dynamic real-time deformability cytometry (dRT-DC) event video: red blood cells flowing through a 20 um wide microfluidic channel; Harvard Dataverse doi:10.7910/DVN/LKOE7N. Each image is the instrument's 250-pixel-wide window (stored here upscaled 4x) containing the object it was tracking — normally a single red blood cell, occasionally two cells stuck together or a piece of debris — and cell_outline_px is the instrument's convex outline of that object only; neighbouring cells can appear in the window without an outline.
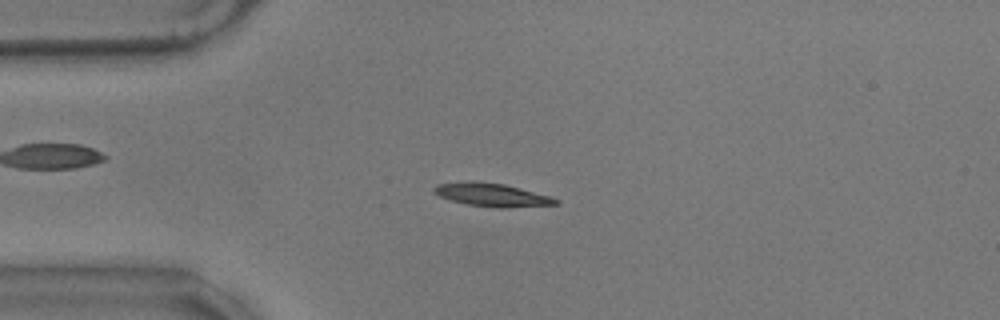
{"species": "common noctule bat (a hibernating species)", "species_latin": "Nyctalus noctula", "temperature_condition": "warm", "stored_images_in_passage": 56, "camera_frame_rate_fps": 3000, "um_per_image_px": 0.085, "animal": {"sex": "male", "body_mass_g": 17.9}, "frame": {"image": 1, "passage_image": 13, "time_ms": 4.0, "image_size_px": [1000, 320], "cell_outline_px": [[560, 204], [504, 208], [496, 208], [468, 204], [452, 200], [440, 196], [432, 192], [432, 188], [436, 184], [468, 180], [472, 180], [504, 184], [552, 196], [560, 200]], "centroid_in_image_um": [41.82, 16.55], "position_along_channel_um": 43.2, "area_um2": 16.7}}
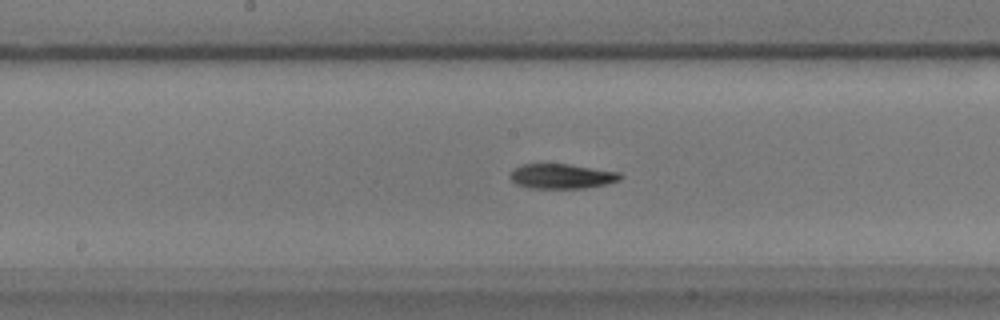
{"frame": {"image": 2, "passage_image": 28, "time_ms": 9.0, "image_size_px": [1000, 320], "cell_outline_px": [[624, 176], [620, 180], [604, 184], [584, 188], [528, 188], [516, 184], [508, 176], [508, 172], [512, 168], [520, 164], [568, 164], [620, 172]], "centroid_in_image_um": [47.69, 14.97], "position_along_channel_um": 200.5, "area_um2": 16.13}}
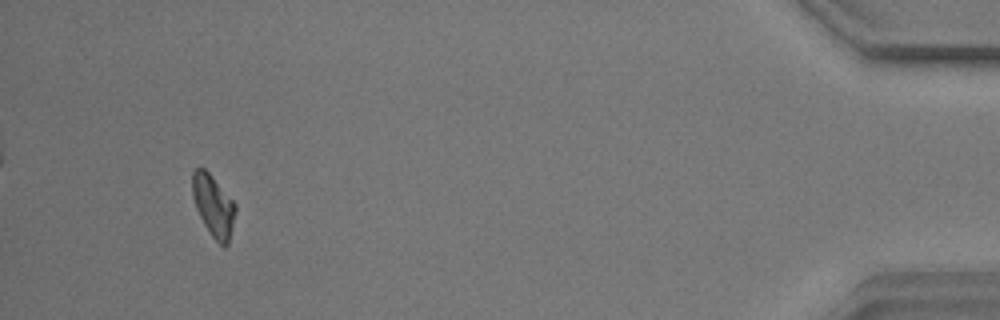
{"frame": {"image": 3, "passage_image": 53, "time_ms": 17.333, "image_size_px": [1000, 320], "cell_outline_px": [[236, 212], [228, 244], [224, 248], [212, 236], [204, 224], [196, 208], [192, 196], [192, 172], [200, 164], [212, 176], [236, 204]], "centroid_in_image_um": [18.13, 17.46], "position_along_channel_um": 417.1, "area_um2": 15.49}, "authors_computed_cell_mechanics": {"area_um2": 15.5482, "velocity_mm_per_s": 3.4908, "shape_relaxation_time_tau1_ms": 5.6726, "shape_relaxation_time_tau2_ms": 9.307, "deformation_change_tau1": 0.1881, "deformation_change_tau2": 0.1792}}